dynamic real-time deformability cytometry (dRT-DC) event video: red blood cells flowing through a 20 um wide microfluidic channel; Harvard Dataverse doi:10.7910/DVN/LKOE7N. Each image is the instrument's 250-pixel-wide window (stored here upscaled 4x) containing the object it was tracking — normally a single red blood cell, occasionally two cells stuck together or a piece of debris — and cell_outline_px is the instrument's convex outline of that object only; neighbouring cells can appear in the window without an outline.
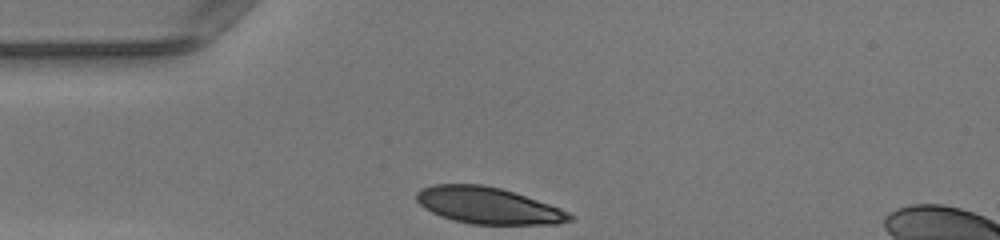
{"species": "human", "species_latin": "Homo sapiens", "temperature_condition": "warm", "stored_images_in_passage": 26, "camera_frame_rate_fps": 3000, "um_per_image_px": 0.085, "donor": {"sex": "female"}, "frame": {"image": 1, "passage_image": 1, "time_ms": 0.0, "image_size_px": [1000, 240], "cell_outline_px": [[572, 220], [556, 224], [472, 224], [452, 220], [440, 216], [424, 208], [416, 200], [416, 192], [420, 188], [432, 184], [484, 184], [500, 188], [560, 208], [568, 212], [572, 216]], "centroid_in_image_um": [41.42, 17.47], "position_along_channel_um": 43.6, "area_um2": 32.48}}
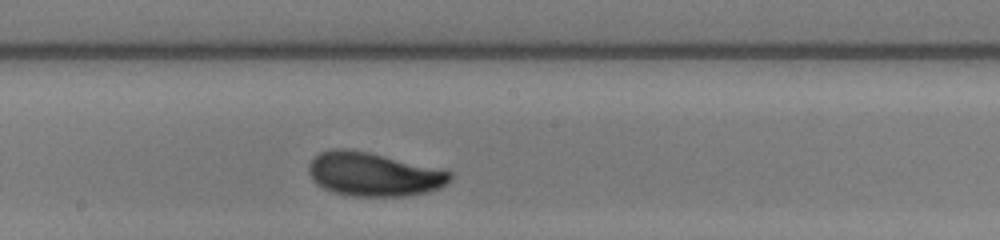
{"frame": {"image": 2, "passage_image": 15, "time_ms": 4.667, "image_size_px": [1000, 240], "cell_outline_px": [[452, 176], [440, 188], [428, 192], [404, 196], [352, 196], [332, 192], [316, 184], [312, 180], [308, 172], [308, 164], [320, 152], [332, 148], [348, 148], [368, 152], [444, 168], [452, 172]], "centroid_in_image_um": [31.76, 14.8], "position_along_channel_um": 216.4, "area_um2": 36.47}}
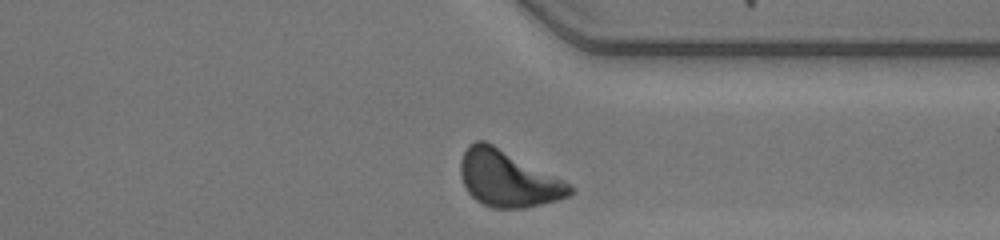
{"frame": {"image": 3, "passage_image": 26, "time_ms": 8.333, "image_size_px": [1000, 240], "cell_outline_px": [[576, 192], [572, 196], [560, 200], [524, 208], [492, 208], [476, 200], [468, 192], [460, 176], [460, 160], [468, 144], [476, 140], [484, 140], [572, 184]], "centroid_in_image_um": [43.2, 15.2], "position_along_channel_um": 368.2, "area_um2": 35.95}, "authors_computed_cell_mechanics": {"area_um2": 35.3447, "velocity_mm_per_s": 4.1634, "shape_relaxation_time_tau1_ms": 2.6452, "shape_relaxation_time_tau2_ms": 0.8719, "deformation_change_tau1": 0.1253, "deformation_change_tau2": 0.0461}}